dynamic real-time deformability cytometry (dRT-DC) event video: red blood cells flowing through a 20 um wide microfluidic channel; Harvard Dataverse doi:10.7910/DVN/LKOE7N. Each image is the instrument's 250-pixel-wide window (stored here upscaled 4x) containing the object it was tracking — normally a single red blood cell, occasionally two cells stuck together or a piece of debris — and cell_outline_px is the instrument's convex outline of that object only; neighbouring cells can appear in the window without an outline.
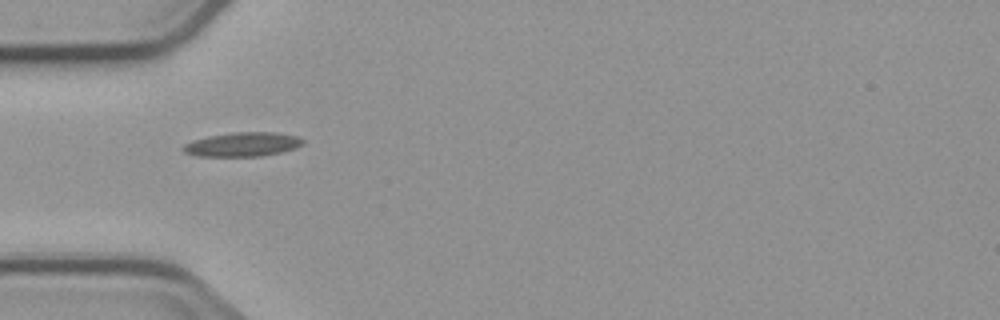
{"species": "common noctule bat (a hibernating species)", "species_latin": "Nyctalus noctula", "temperature_condition": "cold", "stored_images_in_passage": 6, "camera_frame_rate_fps": 3000, "um_per_image_px": 0.085, "animal": {"sex": "male", "body_mass_g": 23.1, "forearm_length_mm": 52.7}, "frame": {"image": 1, "passage_image": 2, "time_ms": 1.333, "image_size_px": [1000, 320], "cell_outline_px": [[304, 144], [296, 148], [280, 152], [260, 156], [196, 156], [184, 152], [180, 148], [184, 144], [192, 140], [208, 136], [232, 132], [276, 132], [300, 136], [304, 140]], "centroid_in_image_um": [20.63, 12.26], "position_along_channel_um": 64.4, "area_um2": 17.05}}
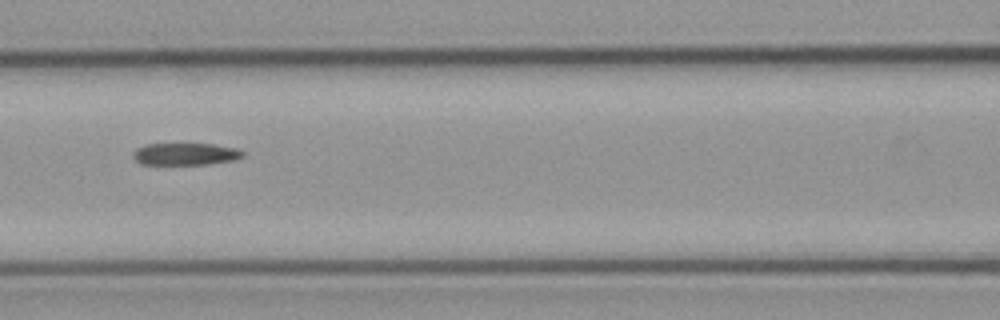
{"frame": {"image": 2, "passage_image": 4, "time_ms": 3.667, "image_size_px": [1000, 320], "cell_outline_px": [[244, 156], [232, 160], [208, 164], [140, 164], [132, 156], [132, 152], [136, 148], [144, 144], [212, 144], [236, 148], [244, 152]], "centroid_in_image_um": [15.72, 13.09], "position_along_channel_um": 150.9, "area_um2": 14.1}}
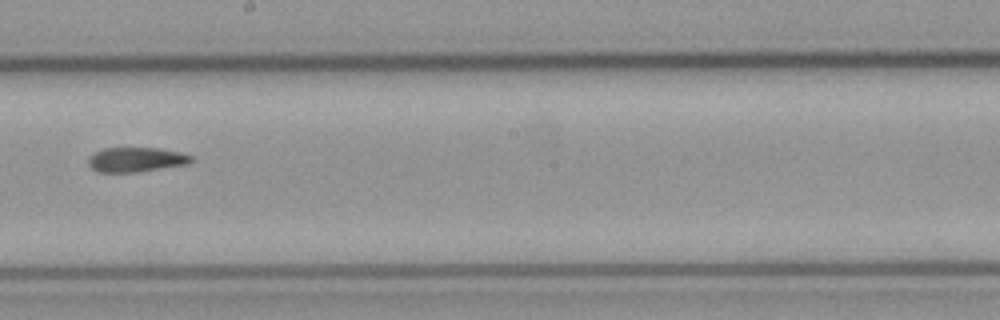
{"frame": {"image": 3, "passage_image": 6, "time_ms": 6.0, "image_size_px": [1000, 320], "cell_outline_px": [[196, 160], [188, 164], [140, 172], [100, 172], [92, 168], [88, 164], [88, 156], [104, 148], [160, 148], [180, 152], [192, 156]], "centroid_in_image_um": [11.61, 13.57], "position_along_channel_um": 236.6, "area_um2": 14.91}}